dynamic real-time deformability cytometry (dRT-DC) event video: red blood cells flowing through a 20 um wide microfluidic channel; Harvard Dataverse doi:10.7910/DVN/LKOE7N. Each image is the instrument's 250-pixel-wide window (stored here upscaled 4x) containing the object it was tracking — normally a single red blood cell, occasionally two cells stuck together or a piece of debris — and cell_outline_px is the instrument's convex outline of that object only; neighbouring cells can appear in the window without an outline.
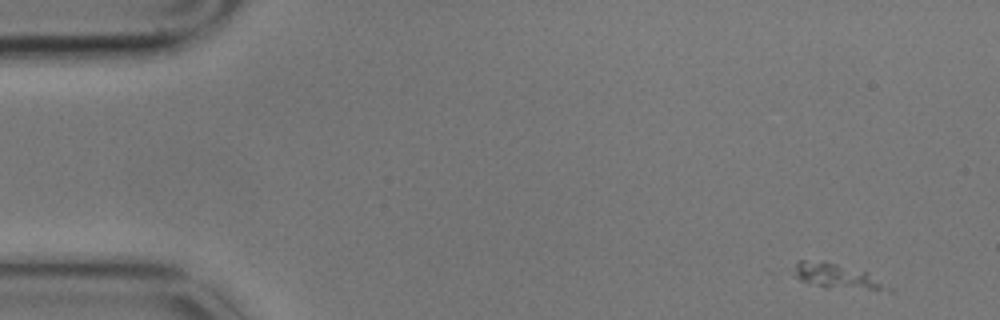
{"species": "common noctule bat (a hibernating species)", "species_latin": "Nyctalus noctula", "temperature_condition": "cold", "stored_images_in_passage": 2, "camera_frame_rate_fps": 3000, "um_per_image_px": 0.085, "animal": {"sex": "male", "body_mass_g": 17.9}, "frame": {"image": 1, "passage_image": 1, "time_ms": 0.0, "image_size_px": [1000, 320], "cell_outline_px": [[880, 288], [824, 288], [804, 280], [788, 272], [784, 268], [800, 260], [824, 260], [868, 272], [880, 284]], "centroid_in_image_um": [70.72, 23.37], "position_along_channel_um": 14.3, "area_um2": 13.01}}
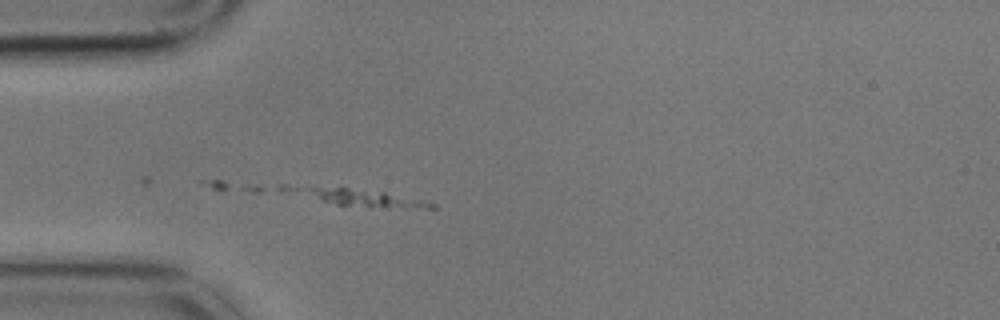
{"frame": {"image": 2, "passage_image": 2, "time_ms": 0.333, "image_size_px": [1000, 320], "cell_outline_px": [[436, 208], [368, 208], [336, 204], [320, 200], [308, 188], [348, 188], [384, 192], [420, 200], [436, 204]], "centroid_in_image_um": [31.29, 16.9], "position_along_channel_um": 53.7, "area_um2": 11.91}}